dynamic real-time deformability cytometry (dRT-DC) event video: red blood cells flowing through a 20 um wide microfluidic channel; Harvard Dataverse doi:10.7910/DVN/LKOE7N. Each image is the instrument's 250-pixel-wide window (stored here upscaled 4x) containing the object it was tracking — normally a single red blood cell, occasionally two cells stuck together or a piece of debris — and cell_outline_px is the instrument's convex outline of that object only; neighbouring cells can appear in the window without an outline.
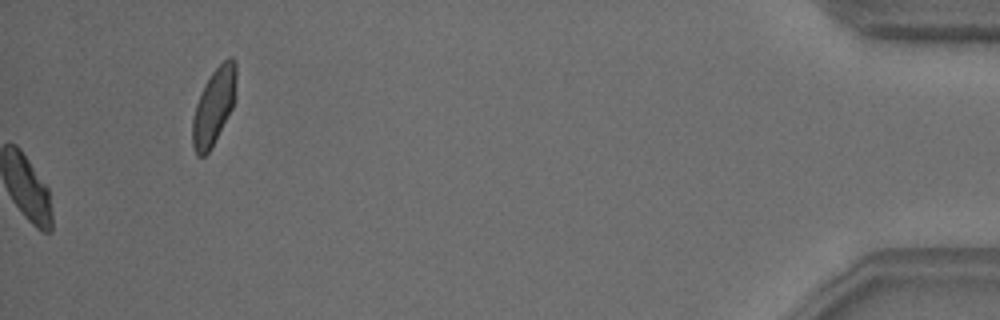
{"species": "common noctule bat (a hibernating species)", "species_latin": "Nyctalus noctula", "temperature_condition": "warm", "stored_images_in_passage": 39, "camera_frame_rate_fps": 3000, "um_per_image_px": 0.085, "animal": {"sex": "male", "body_mass_g": 18.8}, "frame": {"image": 1, "passage_image": 39, "time_ms": 12.667, "image_size_px": [1000, 320], "cell_outline_px": [[236, 96], [232, 108], [212, 148], [204, 156], [196, 156], [192, 148], [192, 120], [196, 104], [204, 84], [212, 72], [228, 56], [232, 56], [236, 60]], "centroid_in_image_um": [18.18, 9.04], "position_along_channel_um": 417.0, "area_um2": 19.77}, "authors_computed_cell_mechanics": {"area_um2": 20.5768, "velocity_mm_per_s": 3.7685, "shape_relaxation_time_tau1_ms": 3.8488, "shape_relaxation_time_tau2_ms": null, "deformation_change_tau1": 0.1384, "deformation_change_tau2": null}}